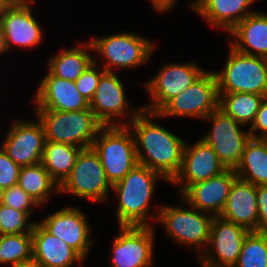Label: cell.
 I'll list each match as a JSON object with an SVG mask.
<instances>
[{"instance_id": "27", "label": "cell", "mask_w": 267, "mask_h": 267, "mask_svg": "<svg viewBox=\"0 0 267 267\" xmlns=\"http://www.w3.org/2000/svg\"><path fill=\"white\" fill-rule=\"evenodd\" d=\"M81 150L77 146L45 141L41 163L59 186L71 174Z\"/></svg>"}, {"instance_id": "10", "label": "cell", "mask_w": 267, "mask_h": 267, "mask_svg": "<svg viewBox=\"0 0 267 267\" xmlns=\"http://www.w3.org/2000/svg\"><path fill=\"white\" fill-rule=\"evenodd\" d=\"M204 120L211 121L212 129L200 139L213 149L226 168L235 169L240 163L245 144L251 138L249 130H243V124L220 109L211 112Z\"/></svg>"}, {"instance_id": "30", "label": "cell", "mask_w": 267, "mask_h": 267, "mask_svg": "<svg viewBox=\"0 0 267 267\" xmlns=\"http://www.w3.org/2000/svg\"><path fill=\"white\" fill-rule=\"evenodd\" d=\"M32 258L31 233L0 235V264L16 266Z\"/></svg>"}, {"instance_id": "37", "label": "cell", "mask_w": 267, "mask_h": 267, "mask_svg": "<svg viewBox=\"0 0 267 267\" xmlns=\"http://www.w3.org/2000/svg\"><path fill=\"white\" fill-rule=\"evenodd\" d=\"M256 198L258 206L257 233H267V185L256 186Z\"/></svg>"}, {"instance_id": "13", "label": "cell", "mask_w": 267, "mask_h": 267, "mask_svg": "<svg viewBox=\"0 0 267 267\" xmlns=\"http://www.w3.org/2000/svg\"><path fill=\"white\" fill-rule=\"evenodd\" d=\"M125 93L123 82L114 72L106 71L101 76L90 109L104 126H127L142 110L141 107L139 111L132 108L133 111L131 109L130 113L127 112L130 105ZM127 115L130 117L129 122L121 121Z\"/></svg>"}, {"instance_id": "38", "label": "cell", "mask_w": 267, "mask_h": 267, "mask_svg": "<svg viewBox=\"0 0 267 267\" xmlns=\"http://www.w3.org/2000/svg\"><path fill=\"white\" fill-rule=\"evenodd\" d=\"M153 4V8L160 13H166L171 10L176 3V0H150Z\"/></svg>"}, {"instance_id": "34", "label": "cell", "mask_w": 267, "mask_h": 267, "mask_svg": "<svg viewBox=\"0 0 267 267\" xmlns=\"http://www.w3.org/2000/svg\"><path fill=\"white\" fill-rule=\"evenodd\" d=\"M1 204L22 212H26L30 216L33 215L32 208L35 206L40 208V205L34 201L18 184L4 190Z\"/></svg>"}, {"instance_id": "2", "label": "cell", "mask_w": 267, "mask_h": 267, "mask_svg": "<svg viewBox=\"0 0 267 267\" xmlns=\"http://www.w3.org/2000/svg\"><path fill=\"white\" fill-rule=\"evenodd\" d=\"M160 179L168 182L156 171L137 164L121 181L112 186L111 190L119 201L116 207L119 226H152L150 220H157L158 214L152 216L150 202Z\"/></svg>"}, {"instance_id": "43", "label": "cell", "mask_w": 267, "mask_h": 267, "mask_svg": "<svg viewBox=\"0 0 267 267\" xmlns=\"http://www.w3.org/2000/svg\"><path fill=\"white\" fill-rule=\"evenodd\" d=\"M261 140L264 142L266 150H267V138H262Z\"/></svg>"}, {"instance_id": "6", "label": "cell", "mask_w": 267, "mask_h": 267, "mask_svg": "<svg viewBox=\"0 0 267 267\" xmlns=\"http://www.w3.org/2000/svg\"><path fill=\"white\" fill-rule=\"evenodd\" d=\"M186 207L160 205L157 221L163 223L170 238L177 244L196 247L198 254L207 248L213 215L193 208L189 203ZM204 245V246H203ZM203 247V248H201ZM202 249V250H201Z\"/></svg>"}, {"instance_id": "17", "label": "cell", "mask_w": 267, "mask_h": 267, "mask_svg": "<svg viewBox=\"0 0 267 267\" xmlns=\"http://www.w3.org/2000/svg\"><path fill=\"white\" fill-rule=\"evenodd\" d=\"M35 2L14 0L1 17L8 52L13 46L30 49L42 42L43 31L31 9Z\"/></svg>"}, {"instance_id": "31", "label": "cell", "mask_w": 267, "mask_h": 267, "mask_svg": "<svg viewBox=\"0 0 267 267\" xmlns=\"http://www.w3.org/2000/svg\"><path fill=\"white\" fill-rule=\"evenodd\" d=\"M234 267H267V236L249 232L242 243L237 264Z\"/></svg>"}, {"instance_id": "42", "label": "cell", "mask_w": 267, "mask_h": 267, "mask_svg": "<svg viewBox=\"0 0 267 267\" xmlns=\"http://www.w3.org/2000/svg\"><path fill=\"white\" fill-rule=\"evenodd\" d=\"M3 194H4V190L0 188V204L2 203Z\"/></svg>"}, {"instance_id": "39", "label": "cell", "mask_w": 267, "mask_h": 267, "mask_svg": "<svg viewBox=\"0 0 267 267\" xmlns=\"http://www.w3.org/2000/svg\"><path fill=\"white\" fill-rule=\"evenodd\" d=\"M13 267H45V266L40 261L32 257Z\"/></svg>"}, {"instance_id": "3", "label": "cell", "mask_w": 267, "mask_h": 267, "mask_svg": "<svg viewBox=\"0 0 267 267\" xmlns=\"http://www.w3.org/2000/svg\"><path fill=\"white\" fill-rule=\"evenodd\" d=\"M37 118L44 130L45 140L91 148L93 142L104 127L89 108L80 111H56L35 108Z\"/></svg>"}, {"instance_id": "21", "label": "cell", "mask_w": 267, "mask_h": 267, "mask_svg": "<svg viewBox=\"0 0 267 267\" xmlns=\"http://www.w3.org/2000/svg\"><path fill=\"white\" fill-rule=\"evenodd\" d=\"M219 216L249 232H257L256 186L237 177L231 185L225 207Z\"/></svg>"}, {"instance_id": "29", "label": "cell", "mask_w": 267, "mask_h": 267, "mask_svg": "<svg viewBox=\"0 0 267 267\" xmlns=\"http://www.w3.org/2000/svg\"><path fill=\"white\" fill-rule=\"evenodd\" d=\"M218 109L235 121L252 125L264 96L246 92L218 93Z\"/></svg>"}, {"instance_id": "32", "label": "cell", "mask_w": 267, "mask_h": 267, "mask_svg": "<svg viewBox=\"0 0 267 267\" xmlns=\"http://www.w3.org/2000/svg\"><path fill=\"white\" fill-rule=\"evenodd\" d=\"M26 212L0 204V235L32 233L35 221L29 222Z\"/></svg>"}, {"instance_id": "4", "label": "cell", "mask_w": 267, "mask_h": 267, "mask_svg": "<svg viewBox=\"0 0 267 267\" xmlns=\"http://www.w3.org/2000/svg\"><path fill=\"white\" fill-rule=\"evenodd\" d=\"M92 148L98 154L111 186L138 164L135 139L128 126H104Z\"/></svg>"}, {"instance_id": "16", "label": "cell", "mask_w": 267, "mask_h": 267, "mask_svg": "<svg viewBox=\"0 0 267 267\" xmlns=\"http://www.w3.org/2000/svg\"><path fill=\"white\" fill-rule=\"evenodd\" d=\"M48 232L60 238L85 259L94 244L91 227L82 209L65 207L39 222Z\"/></svg>"}, {"instance_id": "7", "label": "cell", "mask_w": 267, "mask_h": 267, "mask_svg": "<svg viewBox=\"0 0 267 267\" xmlns=\"http://www.w3.org/2000/svg\"><path fill=\"white\" fill-rule=\"evenodd\" d=\"M93 51L99 53L106 62L102 67L107 72L113 68H136L145 65L155 49L154 42L135 33H117L89 40Z\"/></svg>"}, {"instance_id": "23", "label": "cell", "mask_w": 267, "mask_h": 267, "mask_svg": "<svg viewBox=\"0 0 267 267\" xmlns=\"http://www.w3.org/2000/svg\"><path fill=\"white\" fill-rule=\"evenodd\" d=\"M31 235L32 257L45 267H72L75 263L84 262L75 250L48 232L39 222H35Z\"/></svg>"}, {"instance_id": "26", "label": "cell", "mask_w": 267, "mask_h": 267, "mask_svg": "<svg viewBox=\"0 0 267 267\" xmlns=\"http://www.w3.org/2000/svg\"><path fill=\"white\" fill-rule=\"evenodd\" d=\"M237 177L254 184L267 185V150L261 139L250 138L245 144L238 166L234 169Z\"/></svg>"}, {"instance_id": "19", "label": "cell", "mask_w": 267, "mask_h": 267, "mask_svg": "<svg viewBox=\"0 0 267 267\" xmlns=\"http://www.w3.org/2000/svg\"><path fill=\"white\" fill-rule=\"evenodd\" d=\"M236 178L235 170L227 168L212 178L190 185L181 194V198L199 211L219 216Z\"/></svg>"}, {"instance_id": "1", "label": "cell", "mask_w": 267, "mask_h": 267, "mask_svg": "<svg viewBox=\"0 0 267 267\" xmlns=\"http://www.w3.org/2000/svg\"><path fill=\"white\" fill-rule=\"evenodd\" d=\"M156 113L141 110L127 125L132 131L138 164L162 175L168 183L179 173L186 142L152 121Z\"/></svg>"}, {"instance_id": "41", "label": "cell", "mask_w": 267, "mask_h": 267, "mask_svg": "<svg viewBox=\"0 0 267 267\" xmlns=\"http://www.w3.org/2000/svg\"><path fill=\"white\" fill-rule=\"evenodd\" d=\"M14 0H0V19L5 10L13 3Z\"/></svg>"}, {"instance_id": "9", "label": "cell", "mask_w": 267, "mask_h": 267, "mask_svg": "<svg viewBox=\"0 0 267 267\" xmlns=\"http://www.w3.org/2000/svg\"><path fill=\"white\" fill-rule=\"evenodd\" d=\"M109 188L112 186L106 178L101 160L91 147L80 151L71 174L60 185L59 193L104 203L108 201Z\"/></svg>"}, {"instance_id": "35", "label": "cell", "mask_w": 267, "mask_h": 267, "mask_svg": "<svg viewBox=\"0 0 267 267\" xmlns=\"http://www.w3.org/2000/svg\"><path fill=\"white\" fill-rule=\"evenodd\" d=\"M20 170L21 166L13 162L0 147V188L6 190L18 184Z\"/></svg>"}, {"instance_id": "36", "label": "cell", "mask_w": 267, "mask_h": 267, "mask_svg": "<svg viewBox=\"0 0 267 267\" xmlns=\"http://www.w3.org/2000/svg\"><path fill=\"white\" fill-rule=\"evenodd\" d=\"M257 131L261 133L258 134ZM249 132L252 138H267V97H264L262 100L259 110L256 113L255 120L250 126Z\"/></svg>"}, {"instance_id": "28", "label": "cell", "mask_w": 267, "mask_h": 267, "mask_svg": "<svg viewBox=\"0 0 267 267\" xmlns=\"http://www.w3.org/2000/svg\"><path fill=\"white\" fill-rule=\"evenodd\" d=\"M18 185L40 206L48 201L51 191L59 193L60 186L49 175L42 163L22 166Z\"/></svg>"}, {"instance_id": "33", "label": "cell", "mask_w": 267, "mask_h": 267, "mask_svg": "<svg viewBox=\"0 0 267 267\" xmlns=\"http://www.w3.org/2000/svg\"><path fill=\"white\" fill-rule=\"evenodd\" d=\"M105 72L102 67L100 69L98 61L94 59V62L76 79L77 90L89 103L93 100L101 76Z\"/></svg>"}, {"instance_id": "14", "label": "cell", "mask_w": 267, "mask_h": 267, "mask_svg": "<svg viewBox=\"0 0 267 267\" xmlns=\"http://www.w3.org/2000/svg\"><path fill=\"white\" fill-rule=\"evenodd\" d=\"M113 241L112 267H153V226H119Z\"/></svg>"}, {"instance_id": "11", "label": "cell", "mask_w": 267, "mask_h": 267, "mask_svg": "<svg viewBox=\"0 0 267 267\" xmlns=\"http://www.w3.org/2000/svg\"><path fill=\"white\" fill-rule=\"evenodd\" d=\"M181 63H166L157 75L144 83L152 102L141 107L142 110L157 113L205 72L196 62Z\"/></svg>"}, {"instance_id": "24", "label": "cell", "mask_w": 267, "mask_h": 267, "mask_svg": "<svg viewBox=\"0 0 267 267\" xmlns=\"http://www.w3.org/2000/svg\"><path fill=\"white\" fill-rule=\"evenodd\" d=\"M230 46L237 52L267 58V13L255 12L246 16L230 32Z\"/></svg>"}, {"instance_id": "22", "label": "cell", "mask_w": 267, "mask_h": 267, "mask_svg": "<svg viewBox=\"0 0 267 267\" xmlns=\"http://www.w3.org/2000/svg\"><path fill=\"white\" fill-rule=\"evenodd\" d=\"M254 2L256 0H194L188 6L213 28L229 33L246 16L254 13L249 8Z\"/></svg>"}, {"instance_id": "40", "label": "cell", "mask_w": 267, "mask_h": 267, "mask_svg": "<svg viewBox=\"0 0 267 267\" xmlns=\"http://www.w3.org/2000/svg\"><path fill=\"white\" fill-rule=\"evenodd\" d=\"M7 46H6V40H5V35H4V28L2 21L0 19V55L7 52Z\"/></svg>"}, {"instance_id": "25", "label": "cell", "mask_w": 267, "mask_h": 267, "mask_svg": "<svg viewBox=\"0 0 267 267\" xmlns=\"http://www.w3.org/2000/svg\"><path fill=\"white\" fill-rule=\"evenodd\" d=\"M90 50L93 49L89 41L82 42L74 48L62 49L58 54L48 58V71L58 78L76 81L94 62L93 56L88 52Z\"/></svg>"}, {"instance_id": "20", "label": "cell", "mask_w": 267, "mask_h": 267, "mask_svg": "<svg viewBox=\"0 0 267 267\" xmlns=\"http://www.w3.org/2000/svg\"><path fill=\"white\" fill-rule=\"evenodd\" d=\"M35 95V108L56 111H80L90 108V103L77 90L75 81L65 80L47 72L40 81Z\"/></svg>"}, {"instance_id": "5", "label": "cell", "mask_w": 267, "mask_h": 267, "mask_svg": "<svg viewBox=\"0 0 267 267\" xmlns=\"http://www.w3.org/2000/svg\"><path fill=\"white\" fill-rule=\"evenodd\" d=\"M229 47L224 68L214 72L218 93L246 92L267 97V58L245 55Z\"/></svg>"}, {"instance_id": "12", "label": "cell", "mask_w": 267, "mask_h": 267, "mask_svg": "<svg viewBox=\"0 0 267 267\" xmlns=\"http://www.w3.org/2000/svg\"><path fill=\"white\" fill-rule=\"evenodd\" d=\"M248 233L247 229L236 223L214 216L207 248L199 255L201 267H234Z\"/></svg>"}, {"instance_id": "18", "label": "cell", "mask_w": 267, "mask_h": 267, "mask_svg": "<svg viewBox=\"0 0 267 267\" xmlns=\"http://www.w3.org/2000/svg\"><path fill=\"white\" fill-rule=\"evenodd\" d=\"M189 145L186 142L181 169L171 182L176 186L180 185V194L190 185L212 178L227 169L202 139Z\"/></svg>"}, {"instance_id": "8", "label": "cell", "mask_w": 267, "mask_h": 267, "mask_svg": "<svg viewBox=\"0 0 267 267\" xmlns=\"http://www.w3.org/2000/svg\"><path fill=\"white\" fill-rule=\"evenodd\" d=\"M219 94L214 72H204L187 89L170 99L156 117H189L205 119L218 109Z\"/></svg>"}, {"instance_id": "15", "label": "cell", "mask_w": 267, "mask_h": 267, "mask_svg": "<svg viewBox=\"0 0 267 267\" xmlns=\"http://www.w3.org/2000/svg\"><path fill=\"white\" fill-rule=\"evenodd\" d=\"M14 119L1 144L8 157L19 166L41 163L45 135L41 122Z\"/></svg>"}]
</instances>
